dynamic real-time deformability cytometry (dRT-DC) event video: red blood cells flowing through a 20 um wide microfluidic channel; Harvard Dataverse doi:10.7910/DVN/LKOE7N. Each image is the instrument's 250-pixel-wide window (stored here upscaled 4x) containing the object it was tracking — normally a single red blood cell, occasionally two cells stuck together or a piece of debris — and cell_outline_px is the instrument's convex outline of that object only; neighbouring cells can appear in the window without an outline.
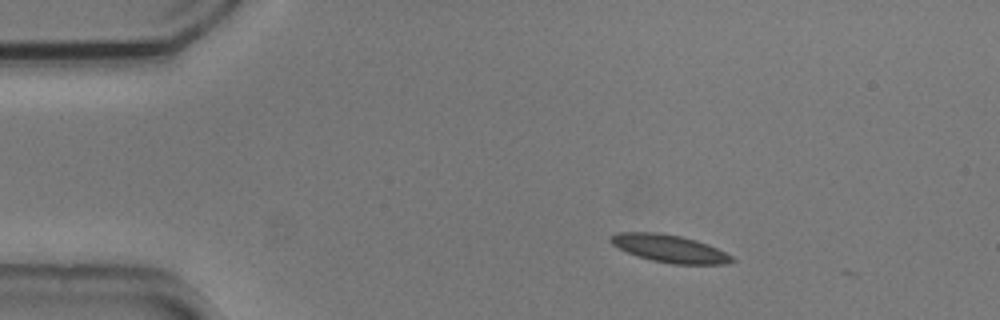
{"species": "common noctule bat (a hibernating species)", "species_latin": "Nyctalus noctula", "temperature_condition": "cold", "stored_images_in_passage": 14, "camera_frame_rate_fps": 3000, "um_per_image_px": 0.085, "animal": {"sex": "male", "body_mass_g": 20.5, "forearm_length_mm": 52.5}, "frame": {"image": 1, "passage_image": 8, "time_ms": 2.333, "image_size_px": [1000, 320], "cell_outline_px": [[736, 260], [728, 264], [672, 264], [652, 260], [636, 256], [612, 244], [612, 236], [616, 232], [660, 232], [680, 236], [696, 240], [708, 244], [732, 256]], "centroid_in_image_um": [56.94, 21.13], "position_along_channel_um": 28.1, "area_um2": 19.36}}